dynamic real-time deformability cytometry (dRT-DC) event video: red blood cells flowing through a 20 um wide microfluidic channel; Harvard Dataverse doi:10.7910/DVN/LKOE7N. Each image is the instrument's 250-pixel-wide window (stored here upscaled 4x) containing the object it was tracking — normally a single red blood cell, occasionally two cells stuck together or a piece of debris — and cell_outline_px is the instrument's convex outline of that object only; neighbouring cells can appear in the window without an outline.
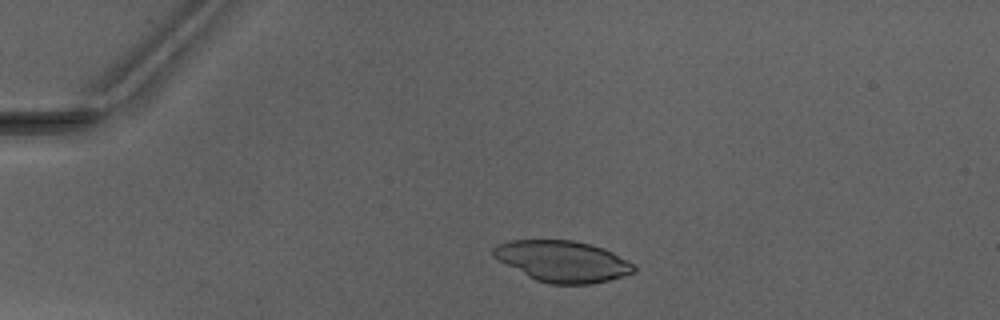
{"species": "Egyptian fruit bat (a non-hibernating species)", "species_latin": "Rousettus aegyptiacus", "temperature_condition": "warm", "stored_images_in_passage": 40, "camera_frame_rate_fps": 3000, "um_per_image_px": 0.085, "animal": {"sex": "male"}, "frame": {"image": 1, "passage_image": 8, "time_ms": 2.333, "image_size_px": [1000, 320], "cell_outline_px": [[636, 272], [608, 280], [588, 284], [552, 284], [536, 280], [528, 276], [492, 256], [492, 248], [496, 244], [512, 240], [572, 240], [592, 244], [612, 252], [628, 260], [636, 268]], "centroid_in_image_um": [47.82, 22.2], "position_along_channel_um": 37.2, "area_um2": 33.52}}